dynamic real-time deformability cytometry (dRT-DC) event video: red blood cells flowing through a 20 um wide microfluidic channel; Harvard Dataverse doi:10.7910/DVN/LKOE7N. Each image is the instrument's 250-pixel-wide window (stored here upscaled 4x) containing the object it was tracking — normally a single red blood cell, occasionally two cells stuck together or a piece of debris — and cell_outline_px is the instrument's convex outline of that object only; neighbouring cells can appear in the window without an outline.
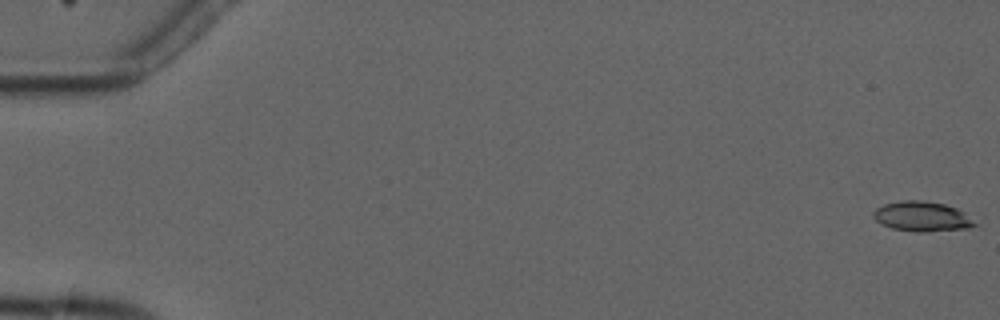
{"species": "common noctule bat (a hibernating species)", "species_latin": "Nyctalus noctula", "temperature_condition": "cold", "stored_images_in_passage": 7, "camera_frame_rate_fps": 3000, "um_per_image_px": 0.085, "animal": {"sex": "male", "forearm_length_mm": 52.5}, "frame": {"image": 1, "passage_image": 1, "time_ms": 0.0, "image_size_px": [1000, 320], "cell_outline_px": [[976, 224], [968, 228], [928, 232], [916, 232], [892, 228], [876, 220], [872, 216], [872, 212], [876, 208], [884, 204], [904, 200], [920, 200], [944, 204], [956, 208], [964, 212]], "centroid_in_image_um": [78.35, 18.4], "position_along_channel_um": 6.7, "area_um2": 17.51}}
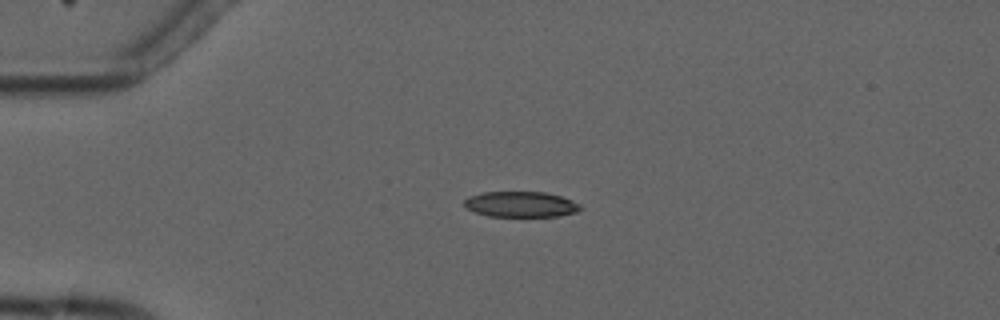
{"frame": {"image": 2, "passage_image": 5, "time_ms": 4.333, "image_size_px": [1000, 320], "cell_outline_px": [[584, 208], [576, 212], [560, 216], [488, 216], [464, 208], [464, 200], [468, 196], [484, 192], [544, 192], [560, 196], [572, 200], [580, 204]], "centroid_in_image_um": [44.27, 17.36], "position_along_channel_um": 40.7, "area_um2": 17.4}}
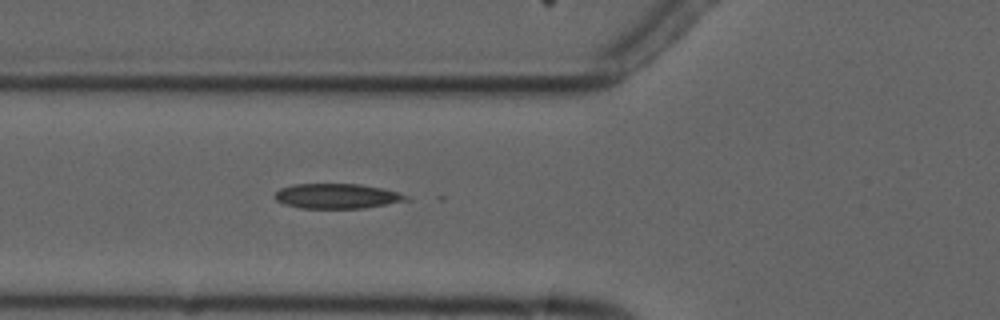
{"frame": {"image": 3, "passage_image": 7, "time_ms": 6.667, "image_size_px": [1000, 320], "cell_outline_px": [[412, 200], [364, 208], [300, 208], [284, 204], [276, 200], [272, 196], [280, 188], [292, 184], [360, 184], [380, 188], [396, 192], [408, 196]], "centroid_in_image_um": [28.62, 16.67], "position_along_channel_um": 97.2, "area_um2": 19.13}}